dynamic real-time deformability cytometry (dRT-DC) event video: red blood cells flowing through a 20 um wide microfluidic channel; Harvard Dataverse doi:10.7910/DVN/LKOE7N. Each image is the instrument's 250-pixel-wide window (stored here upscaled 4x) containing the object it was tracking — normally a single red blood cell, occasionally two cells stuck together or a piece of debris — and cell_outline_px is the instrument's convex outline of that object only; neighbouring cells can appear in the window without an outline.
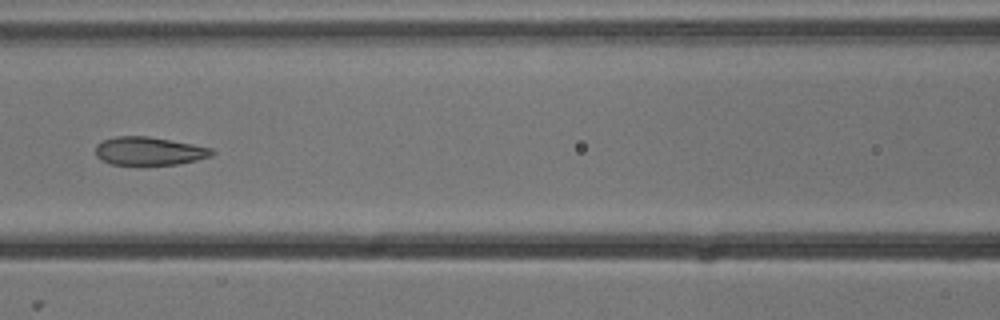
{"species": "common noctule bat (a hibernating species)", "species_latin": "Nyctalus noctula", "temperature_condition": "cold", "stored_images_in_passage": 7, "camera_frame_rate_fps": 3000, "um_per_image_px": 0.085, "animal": {"sex": "male", "body_mass_g": 13.3}, "frame": {"image": 1, "passage_image": 7, "time_ms": 2.0, "image_size_px": [1000, 320], "cell_outline_px": [[216, 152], [212, 156], [180, 164], [112, 164], [100, 160], [96, 156], [96, 144], [104, 140], [116, 136], [148, 136], [192, 144], [212, 148]], "centroid_in_image_um": [12.68, 12.83], "position_along_channel_um": 153.9, "area_um2": 19.07}}